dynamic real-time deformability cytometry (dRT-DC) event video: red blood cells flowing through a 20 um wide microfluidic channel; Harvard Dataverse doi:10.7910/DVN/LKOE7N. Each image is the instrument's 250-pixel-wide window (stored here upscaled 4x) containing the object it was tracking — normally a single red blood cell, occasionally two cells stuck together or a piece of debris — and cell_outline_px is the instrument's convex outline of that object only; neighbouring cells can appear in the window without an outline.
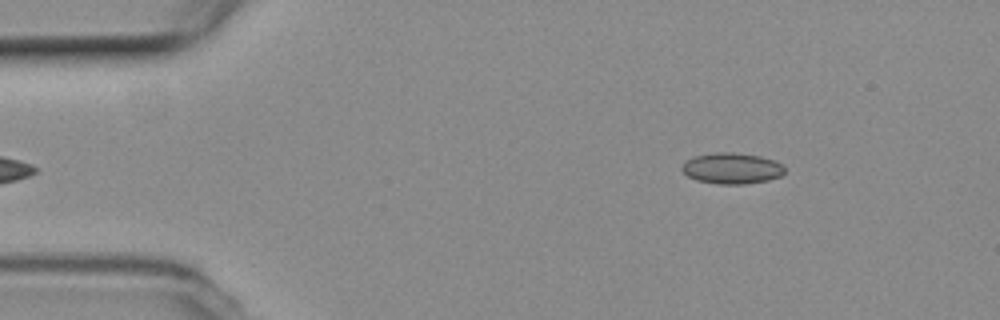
{"species": "common noctule bat (a hibernating species)", "species_latin": "Nyctalus noctula", "temperature_condition": "room temperature", "stored_images_in_passage": 9, "camera_frame_rate_fps": 3000, "um_per_image_px": 0.085, "animal": {"sex": "female", "body_mass_g": 19.3, "forearm_length_mm": 54.1}, "frame": {"image": 1, "passage_image": 2, "time_ms": 0.333, "image_size_px": [1000, 320], "cell_outline_px": [[784, 172], [780, 176], [768, 180], [744, 184], [720, 184], [696, 180], [688, 176], [680, 168], [692, 156], [716, 152], [732, 152], [760, 156], [784, 164]], "centroid_in_image_um": [62.21, 14.3], "position_along_channel_um": 22.8, "area_um2": 18.5}}